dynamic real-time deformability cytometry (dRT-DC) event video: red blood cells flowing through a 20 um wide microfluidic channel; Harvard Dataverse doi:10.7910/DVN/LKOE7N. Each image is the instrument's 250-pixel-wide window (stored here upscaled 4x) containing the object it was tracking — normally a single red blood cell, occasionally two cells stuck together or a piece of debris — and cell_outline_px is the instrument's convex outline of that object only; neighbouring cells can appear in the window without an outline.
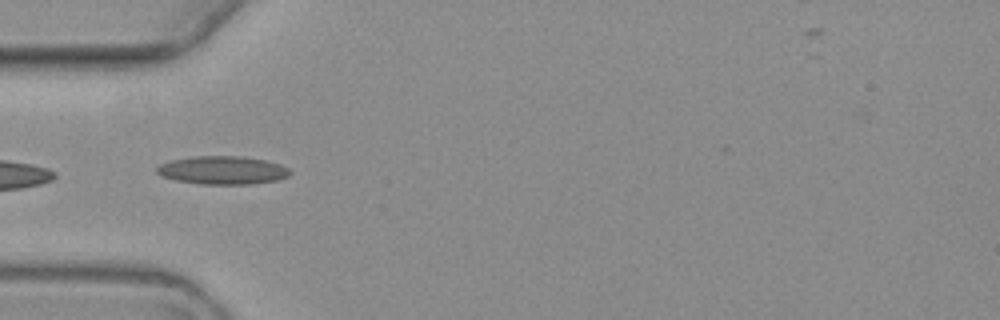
{"species": "common noctule bat (a hibernating species)", "species_latin": "Nyctalus noctula", "temperature_condition": "warm", "stored_images_in_passage": 7, "camera_frame_rate_fps": 3000, "um_per_image_px": 0.085, "animal": {"sex": "female", "body_mass_g": 19.3, "forearm_length_mm": 54.1}, "frame": {"image": 1, "passage_image": 5, "time_ms": 5.667, "image_size_px": [1000, 320], "cell_outline_px": [[292, 172], [288, 176], [276, 180], [252, 184], [200, 184], [176, 180], [164, 176], [156, 172], [156, 168], [160, 164], [172, 160], [196, 156], [240, 156], [264, 160], [280, 164], [288, 168]], "centroid_in_image_um": [18.93, 14.47], "position_along_channel_um": 66.1, "area_um2": 21.73}}
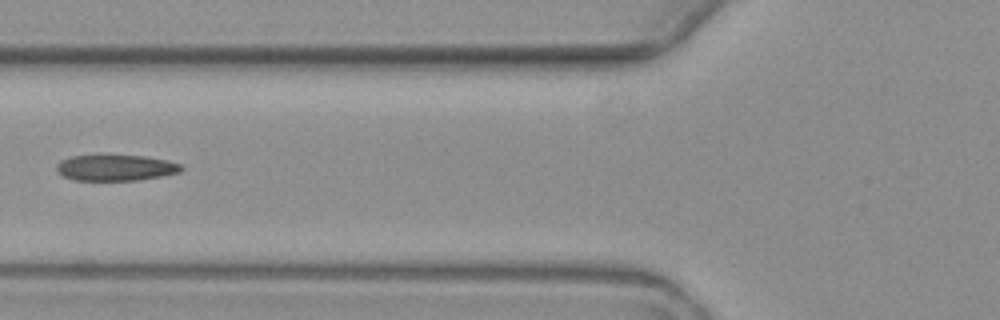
{"frame": {"image": 2, "passage_image": 6, "time_ms": 7.0, "image_size_px": [1000, 320], "cell_outline_px": [[184, 168], [180, 172], [160, 176], [136, 180], [72, 180], [64, 176], [56, 168], [56, 164], [60, 160], [72, 156], [144, 156], [168, 160], [180, 164]], "centroid_in_image_um": [9.84, 14.26], "position_along_channel_um": 116.0, "area_um2": 18.61}}
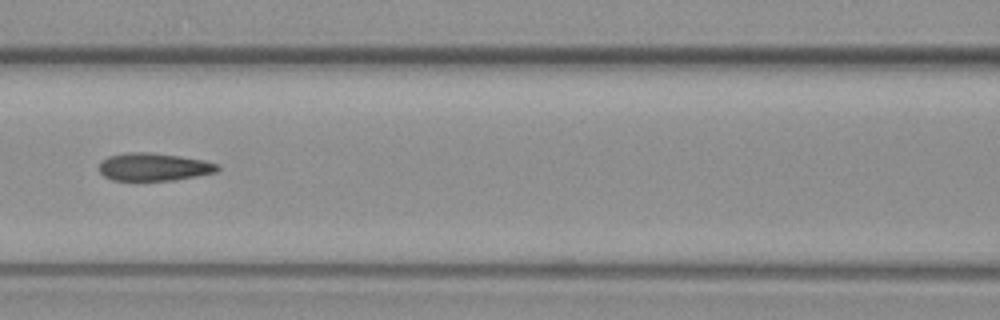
{"frame": {"image": 3, "passage_image": 7, "time_ms": 8.0, "image_size_px": [1000, 320], "cell_outline_px": [[220, 168], [216, 172], [176, 180], [112, 180], [104, 176], [100, 172], [100, 160], [108, 156], [128, 152], [152, 152], [180, 156], [204, 160], [220, 164]], "centroid_in_image_um": [13.09, 14.18], "position_along_channel_um": 153.5, "area_um2": 19.31}}